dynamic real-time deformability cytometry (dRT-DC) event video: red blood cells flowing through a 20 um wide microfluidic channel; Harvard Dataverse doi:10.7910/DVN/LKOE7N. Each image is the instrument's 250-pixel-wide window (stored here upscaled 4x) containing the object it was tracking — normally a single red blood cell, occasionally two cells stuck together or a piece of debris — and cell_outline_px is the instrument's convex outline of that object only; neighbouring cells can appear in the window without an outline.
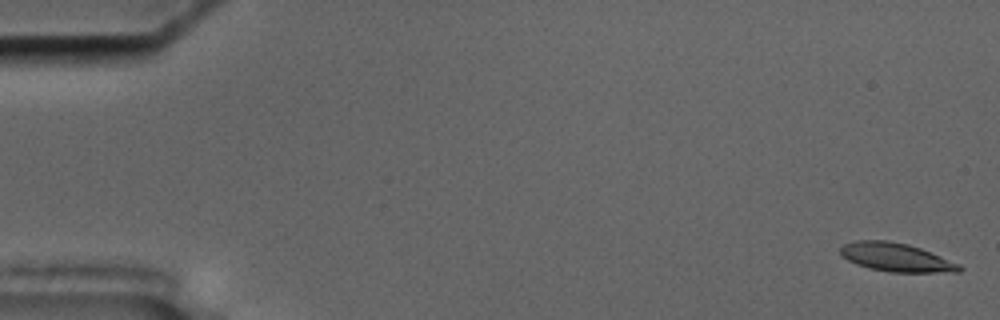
{"species": "common noctule bat (a hibernating species)", "species_latin": "Nyctalus noctula", "temperature_condition": "cold", "stored_images_in_passage": 57, "camera_frame_rate_fps": 3000, "um_per_image_px": 0.085, "animal": {"sex": "male", "body_mass_g": 17.5, "forearm_length_mm": 52.3}, "frame": {"image": 1, "passage_image": 2, "time_ms": 0.333, "image_size_px": [1000, 320], "cell_outline_px": [[964, 268], [960, 272], [888, 272], [868, 268], [856, 264], [848, 260], [840, 252], [840, 248], [844, 244], [856, 240], [888, 240], [908, 244], [920, 248], [960, 264]], "centroid_in_image_um": [76.18, 21.87], "position_along_channel_um": 8.8, "area_um2": 19.77}}
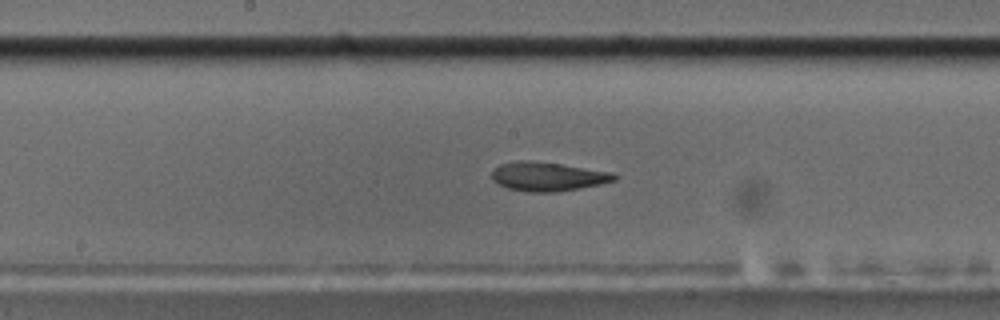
{"frame": {"image": 2, "passage_image": 30, "time_ms": 9.667, "image_size_px": [1000, 320], "cell_outline_px": [[616, 180], [600, 184], [556, 192], [528, 192], [508, 188], [492, 180], [492, 168], [500, 164], [516, 160], [524, 160], [560, 164], [612, 172], [616, 176]], "centroid_in_image_um": [46.51, 15.0], "position_along_channel_um": 201.7, "area_um2": 20.52}}
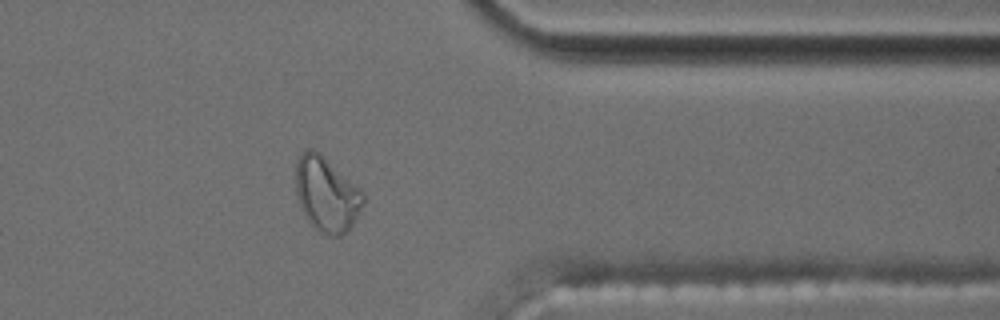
{"frame": {"image": 3, "passage_image": 46, "time_ms": 15.0, "image_size_px": [1000, 320], "cell_outline_px": [[364, 204], [352, 224], [340, 236], [328, 236], [320, 232], [308, 220], [300, 204], [296, 192], [296, 160], [300, 152], [308, 148], [312, 148], [320, 152], [360, 188], [364, 192]], "centroid_in_image_um": [27.75, 16.46], "position_along_channel_um": 383.6, "area_um2": 29.3}, "authors_computed_cell_mechanics": {"area_um2": 20.23, "velocity_mm_per_s": 3.6097, "shape_relaxation_time_tau1_ms": 11.2246, "shape_relaxation_time_tau2_ms": 1.9339, "deformation_change_tau1": 0.302, "deformation_change_tau2": 0.0863}}